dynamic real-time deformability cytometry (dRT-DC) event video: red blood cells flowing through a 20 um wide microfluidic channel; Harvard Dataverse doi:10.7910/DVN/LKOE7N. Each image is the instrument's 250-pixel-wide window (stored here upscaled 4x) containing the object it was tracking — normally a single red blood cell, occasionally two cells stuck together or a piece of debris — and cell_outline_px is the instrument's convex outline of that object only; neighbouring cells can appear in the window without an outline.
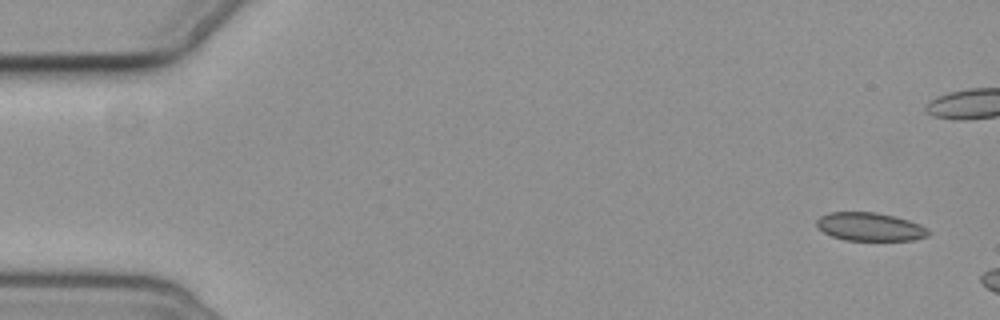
{"species": "common noctule bat (a hibernating species)", "species_latin": "Nyctalus noctula", "temperature_condition": "cold", "stored_images_in_passage": 3, "camera_frame_rate_fps": 3000, "um_per_image_px": 0.085, "animal": {"sex": "female", "body_mass_g": 19.3, "forearm_length_mm": 54.1}, "frame": {"image": 1, "passage_image": 1, "time_ms": 0.0, "image_size_px": [1000, 320], "cell_outline_px": [[928, 236], [912, 240], [844, 240], [832, 236], [824, 232], [816, 224], [816, 220], [820, 216], [828, 212], [876, 212], [908, 220], [920, 224], [928, 228]], "centroid_in_image_um": [73.93, 19.27], "position_along_channel_um": 11.1, "area_um2": 18.32}}